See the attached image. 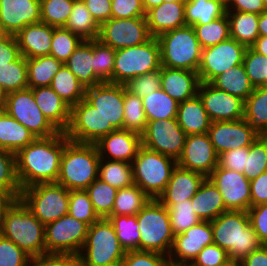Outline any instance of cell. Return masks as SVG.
<instances>
[{"label": "cell", "mask_w": 267, "mask_h": 266, "mask_svg": "<svg viewBox=\"0 0 267 266\" xmlns=\"http://www.w3.org/2000/svg\"><path fill=\"white\" fill-rule=\"evenodd\" d=\"M170 266H189V265H172V264H170Z\"/></svg>", "instance_id": "78"}, {"label": "cell", "mask_w": 267, "mask_h": 266, "mask_svg": "<svg viewBox=\"0 0 267 266\" xmlns=\"http://www.w3.org/2000/svg\"><path fill=\"white\" fill-rule=\"evenodd\" d=\"M205 179L206 177L200 173L176 166L165 191L159 196L158 200L162 204H175L190 200Z\"/></svg>", "instance_id": "26"}, {"label": "cell", "mask_w": 267, "mask_h": 266, "mask_svg": "<svg viewBox=\"0 0 267 266\" xmlns=\"http://www.w3.org/2000/svg\"><path fill=\"white\" fill-rule=\"evenodd\" d=\"M248 150L249 147H242L221 153L218 157V166L243 173L246 166V156H249Z\"/></svg>", "instance_id": "63"}, {"label": "cell", "mask_w": 267, "mask_h": 266, "mask_svg": "<svg viewBox=\"0 0 267 266\" xmlns=\"http://www.w3.org/2000/svg\"><path fill=\"white\" fill-rule=\"evenodd\" d=\"M142 100L147 121L177 118L179 103L161 88Z\"/></svg>", "instance_id": "40"}, {"label": "cell", "mask_w": 267, "mask_h": 266, "mask_svg": "<svg viewBox=\"0 0 267 266\" xmlns=\"http://www.w3.org/2000/svg\"><path fill=\"white\" fill-rule=\"evenodd\" d=\"M95 145L100 158L131 164L142 146V136L129 130L116 129L102 137Z\"/></svg>", "instance_id": "24"}, {"label": "cell", "mask_w": 267, "mask_h": 266, "mask_svg": "<svg viewBox=\"0 0 267 266\" xmlns=\"http://www.w3.org/2000/svg\"><path fill=\"white\" fill-rule=\"evenodd\" d=\"M198 96L212 122L237 121L244 118V100L207 82H200Z\"/></svg>", "instance_id": "20"}, {"label": "cell", "mask_w": 267, "mask_h": 266, "mask_svg": "<svg viewBox=\"0 0 267 266\" xmlns=\"http://www.w3.org/2000/svg\"><path fill=\"white\" fill-rule=\"evenodd\" d=\"M125 253L113 224L107 218H100L89 226L78 258L80 266H120Z\"/></svg>", "instance_id": "6"}, {"label": "cell", "mask_w": 267, "mask_h": 266, "mask_svg": "<svg viewBox=\"0 0 267 266\" xmlns=\"http://www.w3.org/2000/svg\"><path fill=\"white\" fill-rule=\"evenodd\" d=\"M258 30L259 36H267V11L259 14Z\"/></svg>", "instance_id": "72"}, {"label": "cell", "mask_w": 267, "mask_h": 266, "mask_svg": "<svg viewBox=\"0 0 267 266\" xmlns=\"http://www.w3.org/2000/svg\"><path fill=\"white\" fill-rule=\"evenodd\" d=\"M21 56L16 36L2 34L0 36V66L17 60Z\"/></svg>", "instance_id": "65"}, {"label": "cell", "mask_w": 267, "mask_h": 266, "mask_svg": "<svg viewBox=\"0 0 267 266\" xmlns=\"http://www.w3.org/2000/svg\"><path fill=\"white\" fill-rule=\"evenodd\" d=\"M31 89L44 116L58 131L65 132L70 124L71 107L50 86Z\"/></svg>", "instance_id": "27"}, {"label": "cell", "mask_w": 267, "mask_h": 266, "mask_svg": "<svg viewBox=\"0 0 267 266\" xmlns=\"http://www.w3.org/2000/svg\"><path fill=\"white\" fill-rule=\"evenodd\" d=\"M68 214L88 226L100 219L95 213L89 195L85 190H70Z\"/></svg>", "instance_id": "52"}, {"label": "cell", "mask_w": 267, "mask_h": 266, "mask_svg": "<svg viewBox=\"0 0 267 266\" xmlns=\"http://www.w3.org/2000/svg\"><path fill=\"white\" fill-rule=\"evenodd\" d=\"M177 121L186 135L206 134L212 123L198 94L178 104Z\"/></svg>", "instance_id": "31"}, {"label": "cell", "mask_w": 267, "mask_h": 266, "mask_svg": "<svg viewBox=\"0 0 267 266\" xmlns=\"http://www.w3.org/2000/svg\"><path fill=\"white\" fill-rule=\"evenodd\" d=\"M243 175L253 180L267 171V136H259L250 146Z\"/></svg>", "instance_id": "50"}, {"label": "cell", "mask_w": 267, "mask_h": 266, "mask_svg": "<svg viewBox=\"0 0 267 266\" xmlns=\"http://www.w3.org/2000/svg\"><path fill=\"white\" fill-rule=\"evenodd\" d=\"M111 18H133L146 16L142 0H111Z\"/></svg>", "instance_id": "62"}, {"label": "cell", "mask_w": 267, "mask_h": 266, "mask_svg": "<svg viewBox=\"0 0 267 266\" xmlns=\"http://www.w3.org/2000/svg\"><path fill=\"white\" fill-rule=\"evenodd\" d=\"M207 134L218 155L249 147L259 137L244 119L212 122Z\"/></svg>", "instance_id": "22"}, {"label": "cell", "mask_w": 267, "mask_h": 266, "mask_svg": "<svg viewBox=\"0 0 267 266\" xmlns=\"http://www.w3.org/2000/svg\"><path fill=\"white\" fill-rule=\"evenodd\" d=\"M4 111L34 134L36 138H46L59 131L44 116L35 102L31 88L6 94Z\"/></svg>", "instance_id": "11"}, {"label": "cell", "mask_w": 267, "mask_h": 266, "mask_svg": "<svg viewBox=\"0 0 267 266\" xmlns=\"http://www.w3.org/2000/svg\"><path fill=\"white\" fill-rule=\"evenodd\" d=\"M70 190L54 183H40L21 190L20 200L44 225L68 214Z\"/></svg>", "instance_id": "10"}, {"label": "cell", "mask_w": 267, "mask_h": 266, "mask_svg": "<svg viewBox=\"0 0 267 266\" xmlns=\"http://www.w3.org/2000/svg\"><path fill=\"white\" fill-rule=\"evenodd\" d=\"M30 256L0 234V266H29Z\"/></svg>", "instance_id": "59"}, {"label": "cell", "mask_w": 267, "mask_h": 266, "mask_svg": "<svg viewBox=\"0 0 267 266\" xmlns=\"http://www.w3.org/2000/svg\"><path fill=\"white\" fill-rule=\"evenodd\" d=\"M107 161V162H106ZM100 158L99 179L117 190L134 184L132 164Z\"/></svg>", "instance_id": "43"}, {"label": "cell", "mask_w": 267, "mask_h": 266, "mask_svg": "<svg viewBox=\"0 0 267 266\" xmlns=\"http://www.w3.org/2000/svg\"><path fill=\"white\" fill-rule=\"evenodd\" d=\"M186 25L207 24L226 14V8L212 0H187L185 2Z\"/></svg>", "instance_id": "41"}, {"label": "cell", "mask_w": 267, "mask_h": 266, "mask_svg": "<svg viewBox=\"0 0 267 266\" xmlns=\"http://www.w3.org/2000/svg\"><path fill=\"white\" fill-rule=\"evenodd\" d=\"M29 266H80V263L74 254L44 253L30 257Z\"/></svg>", "instance_id": "61"}, {"label": "cell", "mask_w": 267, "mask_h": 266, "mask_svg": "<svg viewBox=\"0 0 267 266\" xmlns=\"http://www.w3.org/2000/svg\"><path fill=\"white\" fill-rule=\"evenodd\" d=\"M64 28L78 35L82 40H96L100 32V26L82 0L74 1L71 14Z\"/></svg>", "instance_id": "37"}, {"label": "cell", "mask_w": 267, "mask_h": 266, "mask_svg": "<svg viewBox=\"0 0 267 266\" xmlns=\"http://www.w3.org/2000/svg\"><path fill=\"white\" fill-rule=\"evenodd\" d=\"M89 226L69 214L45 225L46 253H69L79 255Z\"/></svg>", "instance_id": "13"}, {"label": "cell", "mask_w": 267, "mask_h": 266, "mask_svg": "<svg viewBox=\"0 0 267 266\" xmlns=\"http://www.w3.org/2000/svg\"><path fill=\"white\" fill-rule=\"evenodd\" d=\"M251 48L257 53L267 57V36H259Z\"/></svg>", "instance_id": "71"}, {"label": "cell", "mask_w": 267, "mask_h": 266, "mask_svg": "<svg viewBox=\"0 0 267 266\" xmlns=\"http://www.w3.org/2000/svg\"><path fill=\"white\" fill-rule=\"evenodd\" d=\"M226 15L229 21L230 38L246 47H251L259 37V14L226 11Z\"/></svg>", "instance_id": "35"}, {"label": "cell", "mask_w": 267, "mask_h": 266, "mask_svg": "<svg viewBox=\"0 0 267 266\" xmlns=\"http://www.w3.org/2000/svg\"><path fill=\"white\" fill-rule=\"evenodd\" d=\"M142 136V145L177 161L185 145L186 133L177 118L152 120Z\"/></svg>", "instance_id": "15"}, {"label": "cell", "mask_w": 267, "mask_h": 266, "mask_svg": "<svg viewBox=\"0 0 267 266\" xmlns=\"http://www.w3.org/2000/svg\"><path fill=\"white\" fill-rule=\"evenodd\" d=\"M247 212L257 237L264 245H267V203L252 206Z\"/></svg>", "instance_id": "64"}, {"label": "cell", "mask_w": 267, "mask_h": 266, "mask_svg": "<svg viewBox=\"0 0 267 266\" xmlns=\"http://www.w3.org/2000/svg\"><path fill=\"white\" fill-rule=\"evenodd\" d=\"M236 266H267V245H262L258 250L251 252Z\"/></svg>", "instance_id": "69"}, {"label": "cell", "mask_w": 267, "mask_h": 266, "mask_svg": "<svg viewBox=\"0 0 267 266\" xmlns=\"http://www.w3.org/2000/svg\"><path fill=\"white\" fill-rule=\"evenodd\" d=\"M149 33L146 16L110 18L100 26L98 39L114 50L137 46L147 42Z\"/></svg>", "instance_id": "16"}, {"label": "cell", "mask_w": 267, "mask_h": 266, "mask_svg": "<svg viewBox=\"0 0 267 266\" xmlns=\"http://www.w3.org/2000/svg\"><path fill=\"white\" fill-rule=\"evenodd\" d=\"M227 252L212 243L204 247L189 266H232Z\"/></svg>", "instance_id": "60"}, {"label": "cell", "mask_w": 267, "mask_h": 266, "mask_svg": "<svg viewBox=\"0 0 267 266\" xmlns=\"http://www.w3.org/2000/svg\"><path fill=\"white\" fill-rule=\"evenodd\" d=\"M210 222L214 243L227 252L234 265L264 245L252 228L247 211H227Z\"/></svg>", "instance_id": "2"}, {"label": "cell", "mask_w": 267, "mask_h": 266, "mask_svg": "<svg viewBox=\"0 0 267 266\" xmlns=\"http://www.w3.org/2000/svg\"><path fill=\"white\" fill-rule=\"evenodd\" d=\"M41 20L40 0H0V27L3 34L16 35Z\"/></svg>", "instance_id": "23"}, {"label": "cell", "mask_w": 267, "mask_h": 266, "mask_svg": "<svg viewBox=\"0 0 267 266\" xmlns=\"http://www.w3.org/2000/svg\"><path fill=\"white\" fill-rule=\"evenodd\" d=\"M147 122L142 98L131 94L124 85L123 129L142 135L146 130Z\"/></svg>", "instance_id": "47"}, {"label": "cell", "mask_w": 267, "mask_h": 266, "mask_svg": "<svg viewBox=\"0 0 267 266\" xmlns=\"http://www.w3.org/2000/svg\"><path fill=\"white\" fill-rule=\"evenodd\" d=\"M16 198L7 190L0 188V223L6 210L14 203Z\"/></svg>", "instance_id": "70"}, {"label": "cell", "mask_w": 267, "mask_h": 266, "mask_svg": "<svg viewBox=\"0 0 267 266\" xmlns=\"http://www.w3.org/2000/svg\"><path fill=\"white\" fill-rule=\"evenodd\" d=\"M201 48L210 47L230 38V28L227 15L207 24L193 26Z\"/></svg>", "instance_id": "48"}, {"label": "cell", "mask_w": 267, "mask_h": 266, "mask_svg": "<svg viewBox=\"0 0 267 266\" xmlns=\"http://www.w3.org/2000/svg\"><path fill=\"white\" fill-rule=\"evenodd\" d=\"M214 243L210 221H200L183 233L174 236L168 256L172 265H190L200 251ZM174 252V253H173Z\"/></svg>", "instance_id": "19"}, {"label": "cell", "mask_w": 267, "mask_h": 266, "mask_svg": "<svg viewBox=\"0 0 267 266\" xmlns=\"http://www.w3.org/2000/svg\"><path fill=\"white\" fill-rule=\"evenodd\" d=\"M75 0H40L41 20L53 27H64Z\"/></svg>", "instance_id": "51"}, {"label": "cell", "mask_w": 267, "mask_h": 266, "mask_svg": "<svg viewBox=\"0 0 267 266\" xmlns=\"http://www.w3.org/2000/svg\"><path fill=\"white\" fill-rule=\"evenodd\" d=\"M212 1L220 3L221 5H223L227 9L231 0H212Z\"/></svg>", "instance_id": "75"}, {"label": "cell", "mask_w": 267, "mask_h": 266, "mask_svg": "<svg viewBox=\"0 0 267 266\" xmlns=\"http://www.w3.org/2000/svg\"><path fill=\"white\" fill-rule=\"evenodd\" d=\"M169 212L170 223L174 235L180 234L196 225L201 220L195 214L191 199L175 204H163Z\"/></svg>", "instance_id": "49"}, {"label": "cell", "mask_w": 267, "mask_h": 266, "mask_svg": "<svg viewBox=\"0 0 267 266\" xmlns=\"http://www.w3.org/2000/svg\"><path fill=\"white\" fill-rule=\"evenodd\" d=\"M53 26L38 22L21 29L15 36L21 55L26 59L50 55Z\"/></svg>", "instance_id": "28"}, {"label": "cell", "mask_w": 267, "mask_h": 266, "mask_svg": "<svg viewBox=\"0 0 267 266\" xmlns=\"http://www.w3.org/2000/svg\"><path fill=\"white\" fill-rule=\"evenodd\" d=\"M246 49L245 45L232 38L203 48L200 66L197 71L200 82L210 83L223 72L243 64Z\"/></svg>", "instance_id": "14"}, {"label": "cell", "mask_w": 267, "mask_h": 266, "mask_svg": "<svg viewBox=\"0 0 267 266\" xmlns=\"http://www.w3.org/2000/svg\"><path fill=\"white\" fill-rule=\"evenodd\" d=\"M64 65L85 88L102 83L94 73V40L80 42Z\"/></svg>", "instance_id": "30"}, {"label": "cell", "mask_w": 267, "mask_h": 266, "mask_svg": "<svg viewBox=\"0 0 267 266\" xmlns=\"http://www.w3.org/2000/svg\"><path fill=\"white\" fill-rule=\"evenodd\" d=\"M160 46L157 37L147 42L116 50L113 83L126 84L130 79L161 68Z\"/></svg>", "instance_id": "9"}, {"label": "cell", "mask_w": 267, "mask_h": 266, "mask_svg": "<svg viewBox=\"0 0 267 266\" xmlns=\"http://www.w3.org/2000/svg\"><path fill=\"white\" fill-rule=\"evenodd\" d=\"M161 76L160 69L139 75L130 79L125 85L127 91L131 94L138 95L143 98L160 88Z\"/></svg>", "instance_id": "58"}, {"label": "cell", "mask_w": 267, "mask_h": 266, "mask_svg": "<svg viewBox=\"0 0 267 266\" xmlns=\"http://www.w3.org/2000/svg\"><path fill=\"white\" fill-rule=\"evenodd\" d=\"M265 11H267V0H263Z\"/></svg>", "instance_id": "77"}, {"label": "cell", "mask_w": 267, "mask_h": 266, "mask_svg": "<svg viewBox=\"0 0 267 266\" xmlns=\"http://www.w3.org/2000/svg\"><path fill=\"white\" fill-rule=\"evenodd\" d=\"M70 141L96 144L104 137V118L85 98L71 108V119L65 131Z\"/></svg>", "instance_id": "18"}, {"label": "cell", "mask_w": 267, "mask_h": 266, "mask_svg": "<svg viewBox=\"0 0 267 266\" xmlns=\"http://www.w3.org/2000/svg\"><path fill=\"white\" fill-rule=\"evenodd\" d=\"M150 197L136 184L117 190L111 215H136Z\"/></svg>", "instance_id": "42"}, {"label": "cell", "mask_w": 267, "mask_h": 266, "mask_svg": "<svg viewBox=\"0 0 267 266\" xmlns=\"http://www.w3.org/2000/svg\"><path fill=\"white\" fill-rule=\"evenodd\" d=\"M99 160L95 144L73 142L65 134V147L56 183L68 190H85L99 178Z\"/></svg>", "instance_id": "3"}, {"label": "cell", "mask_w": 267, "mask_h": 266, "mask_svg": "<svg viewBox=\"0 0 267 266\" xmlns=\"http://www.w3.org/2000/svg\"><path fill=\"white\" fill-rule=\"evenodd\" d=\"M244 120L259 136H267V86L255 87L244 101Z\"/></svg>", "instance_id": "34"}, {"label": "cell", "mask_w": 267, "mask_h": 266, "mask_svg": "<svg viewBox=\"0 0 267 266\" xmlns=\"http://www.w3.org/2000/svg\"><path fill=\"white\" fill-rule=\"evenodd\" d=\"M92 17L101 26L111 18V0H82Z\"/></svg>", "instance_id": "66"}, {"label": "cell", "mask_w": 267, "mask_h": 266, "mask_svg": "<svg viewBox=\"0 0 267 266\" xmlns=\"http://www.w3.org/2000/svg\"><path fill=\"white\" fill-rule=\"evenodd\" d=\"M5 96H6V94L4 93V91L2 90V88L0 86V106H3L4 100H5Z\"/></svg>", "instance_id": "74"}, {"label": "cell", "mask_w": 267, "mask_h": 266, "mask_svg": "<svg viewBox=\"0 0 267 266\" xmlns=\"http://www.w3.org/2000/svg\"><path fill=\"white\" fill-rule=\"evenodd\" d=\"M195 214L201 221H213L220 214L227 212L218 188L206 178L199 190L191 198Z\"/></svg>", "instance_id": "32"}, {"label": "cell", "mask_w": 267, "mask_h": 266, "mask_svg": "<svg viewBox=\"0 0 267 266\" xmlns=\"http://www.w3.org/2000/svg\"><path fill=\"white\" fill-rule=\"evenodd\" d=\"M226 11L261 14L265 8L263 0H231Z\"/></svg>", "instance_id": "68"}, {"label": "cell", "mask_w": 267, "mask_h": 266, "mask_svg": "<svg viewBox=\"0 0 267 266\" xmlns=\"http://www.w3.org/2000/svg\"><path fill=\"white\" fill-rule=\"evenodd\" d=\"M116 236L125 251L139 250V225L136 215H110Z\"/></svg>", "instance_id": "45"}, {"label": "cell", "mask_w": 267, "mask_h": 266, "mask_svg": "<svg viewBox=\"0 0 267 266\" xmlns=\"http://www.w3.org/2000/svg\"><path fill=\"white\" fill-rule=\"evenodd\" d=\"M116 50L94 40V73L101 82L113 83V68Z\"/></svg>", "instance_id": "55"}, {"label": "cell", "mask_w": 267, "mask_h": 266, "mask_svg": "<svg viewBox=\"0 0 267 266\" xmlns=\"http://www.w3.org/2000/svg\"><path fill=\"white\" fill-rule=\"evenodd\" d=\"M0 234L30 257L46 253L45 225L20 199H16L6 210L0 223Z\"/></svg>", "instance_id": "4"}, {"label": "cell", "mask_w": 267, "mask_h": 266, "mask_svg": "<svg viewBox=\"0 0 267 266\" xmlns=\"http://www.w3.org/2000/svg\"><path fill=\"white\" fill-rule=\"evenodd\" d=\"M0 188L20 198L22 189L16 175V154L3 148H0Z\"/></svg>", "instance_id": "54"}, {"label": "cell", "mask_w": 267, "mask_h": 266, "mask_svg": "<svg viewBox=\"0 0 267 266\" xmlns=\"http://www.w3.org/2000/svg\"><path fill=\"white\" fill-rule=\"evenodd\" d=\"M136 217L140 232L139 250L169 256L175 235L168 209L158 199H150Z\"/></svg>", "instance_id": "7"}, {"label": "cell", "mask_w": 267, "mask_h": 266, "mask_svg": "<svg viewBox=\"0 0 267 266\" xmlns=\"http://www.w3.org/2000/svg\"><path fill=\"white\" fill-rule=\"evenodd\" d=\"M85 99L97 108L104 118V136L116 129H123L124 85L102 82L86 88Z\"/></svg>", "instance_id": "12"}, {"label": "cell", "mask_w": 267, "mask_h": 266, "mask_svg": "<svg viewBox=\"0 0 267 266\" xmlns=\"http://www.w3.org/2000/svg\"><path fill=\"white\" fill-rule=\"evenodd\" d=\"M218 157L207 133L187 135L177 166L208 178L218 166Z\"/></svg>", "instance_id": "21"}, {"label": "cell", "mask_w": 267, "mask_h": 266, "mask_svg": "<svg viewBox=\"0 0 267 266\" xmlns=\"http://www.w3.org/2000/svg\"><path fill=\"white\" fill-rule=\"evenodd\" d=\"M187 0H163V2H186Z\"/></svg>", "instance_id": "76"}, {"label": "cell", "mask_w": 267, "mask_h": 266, "mask_svg": "<svg viewBox=\"0 0 267 266\" xmlns=\"http://www.w3.org/2000/svg\"><path fill=\"white\" fill-rule=\"evenodd\" d=\"M82 41L78 35L68 29L54 27L50 55L64 63Z\"/></svg>", "instance_id": "53"}, {"label": "cell", "mask_w": 267, "mask_h": 266, "mask_svg": "<svg viewBox=\"0 0 267 266\" xmlns=\"http://www.w3.org/2000/svg\"><path fill=\"white\" fill-rule=\"evenodd\" d=\"M64 65L51 55L27 59L28 88L50 86L53 77Z\"/></svg>", "instance_id": "38"}, {"label": "cell", "mask_w": 267, "mask_h": 266, "mask_svg": "<svg viewBox=\"0 0 267 266\" xmlns=\"http://www.w3.org/2000/svg\"><path fill=\"white\" fill-rule=\"evenodd\" d=\"M160 88L178 103L198 94L200 79L197 72L161 66Z\"/></svg>", "instance_id": "25"}, {"label": "cell", "mask_w": 267, "mask_h": 266, "mask_svg": "<svg viewBox=\"0 0 267 266\" xmlns=\"http://www.w3.org/2000/svg\"><path fill=\"white\" fill-rule=\"evenodd\" d=\"M120 266H170L168 256L151 251H126Z\"/></svg>", "instance_id": "57"}, {"label": "cell", "mask_w": 267, "mask_h": 266, "mask_svg": "<svg viewBox=\"0 0 267 266\" xmlns=\"http://www.w3.org/2000/svg\"><path fill=\"white\" fill-rule=\"evenodd\" d=\"M185 2H163L146 13L149 33L152 37L186 25Z\"/></svg>", "instance_id": "29"}, {"label": "cell", "mask_w": 267, "mask_h": 266, "mask_svg": "<svg viewBox=\"0 0 267 266\" xmlns=\"http://www.w3.org/2000/svg\"><path fill=\"white\" fill-rule=\"evenodd\" d=\"M0 86L5 94L28 88L27 59L23 55L0 66Z\"/></svg>", "instance_id": "44"}, {"label": "cell", "mask_w": 267, "mask_h": 266, "mask_svg": "<svg viewBox=\"0 0 267 266\" xmlns=\"http://www.w3.org/2000/svg\"><path fill=\"white\" fill-rule=\"evenodd\" d=\"M210 84L244 101L254 91V86L251 84L243 64H239L223 72L221 75L215 77Z\"/></svg>", "instance_id": "36"}, {"label": "cell", "mask_w": 267, "mask_h": 266, "mask_svg": "<svg viewBox=\"0 0 267 266\" xmlns=\"http://www.w3.org/2000/svg\"><path fill=\"white\" fill-rule=\"evenodd\" d=\"M36 139L34 134L0 106V148L17 153Z\"/></svg>", "instance_id": "33"}, {"label": "cell", "mask_w": 267, "mask_h": 266, "mask_svg": "<svg viewBox=\"0 0 267 266\" xmlns=\"http://www.w3.org/2000/svg\"><path fill=\"white\" fill-rule=\"evenodd\" d=\"M161 65L197 72L202 48L193 26L185 25L166 31L157 37Z\"/></svg>", "instance_id": "5"}, {"label": "cell", "mask_w": 267, "mask_h": 266, "mask_svg": "<svg viewBox=\"0 0 267 266\" xmlns=\"http://www.w3.org/2000/svg\"><path fill=\"white\" fill-rule=\"evenodd\" d=\"M131 164L134 184L150 199H158L165 191L177 161L142 145Z\"/></svg>", "instance_id": "8"}, {"label": "cell", "mask_w": 267, "mask_h": 266, "mask_svg": "<svg viewBox=\"0 0 267 266\" xmlns=\"http://www.w3.org/2000/svg\"><path fill=\"white\" fill-rule=\"evenodd\" d=\"M251 207L267 203V171L250 180Z\"/></svg>", "instance_id": "67"}, {"label": "cell", "mask_w": 267, "mask_h": 266, "mask_svg": "<svg viewBox=\"0 0 267 266\" xmlns=\"http://www.w3.org/2000/svg\"><path fill=\"white\" fill-rule=\"evenodd\" d=\"M65 132L36 138L16 153V175L21 189L40 183H54L60 171Z\"/></svg>", "instance_id": "1"}, {"label": "cell", "mask_w": 267, "mask_h": 266, "mask_svg": "<svg viewBox=\"0 0 267 266\" xmlns=\"http://www.w3.org/2000/svg\"><path fill=\"white\" fill-rule=\"evenodd\" d=\"M243 65L251 84L255 87L267 86V57L247 47Z\"/></svg>", "instance_id": "56"}, {"label": "cell", "mask_w": 267, "mask_h": 266, "mask_svg": "<svg viewBox=\"0 0 267 266\" xmlns=\"http://www.w3.org/2000/svg\"><path fill=\"white\" fill-rule=\"evenodd\" d=\"M85 191L88 193L98 217L108 218L112 213L117 189L97 178Z\"/></svg>", "instance_id": "46"}, {"label": "cell", "mask_w": 267, "mask_h": 266, "mask_svg": "<svg viewBox=\"0 0 267 266\" xmlns=\"http://www.w3.org/2000/svg\"><path fill=\"white\" fill-rule=\"evenodd\" d=\"M143 7L147 13L150 9L159 6L163 0H142Z\"/></svg>", "instance_id": "73"}, {"label": "cell", "mask_w": 267, "mask_h": 266, "mask_svg": "<svg viewBox=\"0 0 267 266\" xmlns=\"http://www.w3.org/2000/svg\"><path fill=\"white\" fill-rule=\"evenodd\" d=\"M208 178L220 191L227 211L251 207L250 180L243 173L217 166Z\"/></svg>", "instance_id": "17"}, {"label": "cell", "mask_w": 267, "mask_h": 266, "mask_svg": "<svg viewBox=\"0 0 267 266\" xmlns=\"http://www.w3.org/2000/svg\"><path fill=\"white\" fill-rule=\"evenodd\" d=\"M50 87L72 108L80 100L85 98L86 88L78 78L63 65L55 74Z\"/></svg>", "instance_id": "39"}]
</instances>
